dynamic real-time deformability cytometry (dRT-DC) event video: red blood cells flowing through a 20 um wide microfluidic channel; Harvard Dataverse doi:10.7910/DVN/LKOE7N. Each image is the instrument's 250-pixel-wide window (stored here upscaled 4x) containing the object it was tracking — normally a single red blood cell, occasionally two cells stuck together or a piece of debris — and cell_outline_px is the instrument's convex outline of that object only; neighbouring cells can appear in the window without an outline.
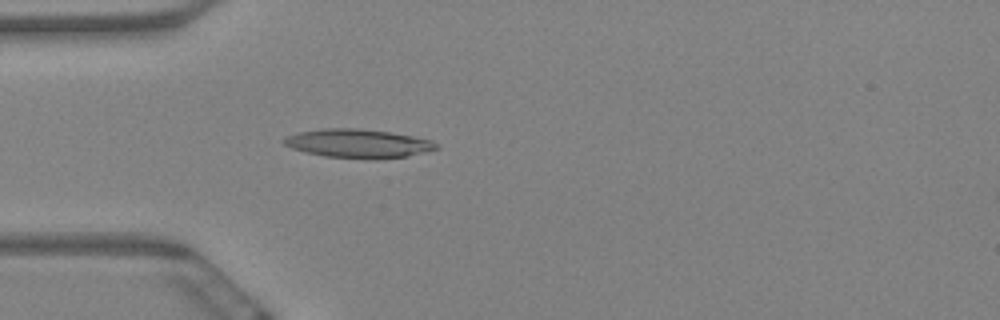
{"species": "Egyptian fruit bat (a non-hibernating species)", "species_latin": "Rousettus aegyptiacus", "temperature_condition": "warm", "stored_images_in_passage": 5, "camera_frame_rate_fps": 3000, "um_per_image_px": 0.085, "animal": {"sex": "female"}, "frame": {"image": 1, "passage_image": 5, "time_ms": 1.333, "image_size_px": [1000, 320], "cell_outline_px": [[440, 148], [408, 156], [376, 160], [372, 160], [324, 156], [304, 152], [292, 148], [284, 144], [280, 140], [284, 136], [300, 132], [324, 128], [360, 128], [392, 132], [432, 140]], "centroid_in_image_um": [30.43, 12.2], "position_along_channel_um": 54.6, "area_um2": 25.89}}